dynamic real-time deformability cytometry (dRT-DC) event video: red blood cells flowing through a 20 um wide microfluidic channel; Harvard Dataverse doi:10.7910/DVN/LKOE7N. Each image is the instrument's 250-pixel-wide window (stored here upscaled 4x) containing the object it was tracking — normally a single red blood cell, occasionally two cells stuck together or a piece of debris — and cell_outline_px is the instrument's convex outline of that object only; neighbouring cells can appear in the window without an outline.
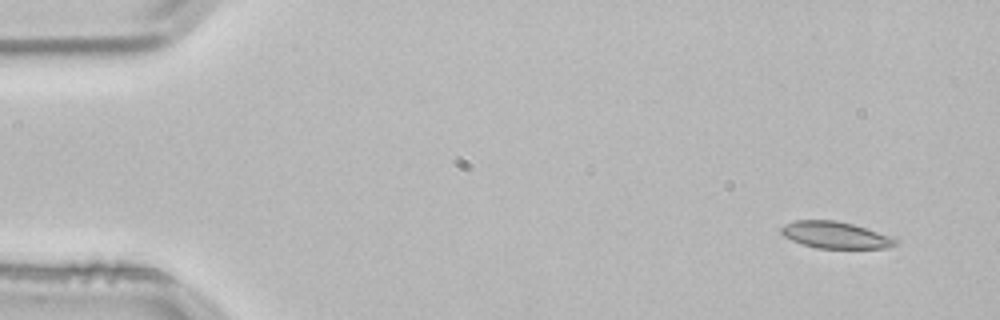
{"species": "common noctule bat (a hibernating species)", "species_latin": "Nyctalus noctula", "temperature_condition": "room temperature", "stored_images_in_passage": 3, "camera_frame_rate_fps": 3000, "um_per_image_px": 0.085, "animal": {"sex": "male", "body_mass_g": 21.5, "forearm_length_mm": 52.0}, "frame": {"image": 1, "passage_image": 1, "time_ms": 0.0, "image_size_px": [1000, 320], "cell_outline_px": [[896, 244], [884, 248], [816, 248], [792, 240], [784, 236], [780, 232], [780, 228], [784, 224], [796, 220], [836, 220], [852, 224], [888, 236], [896, 240]], "centroid_in_image_um": [70.92, 19.97], "position_along_channel_um": 14.1, "area_um2": 17.4}}